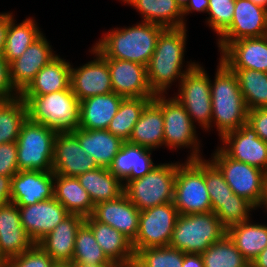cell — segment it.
I'll return each mask as SVG.
<instances>
[{
	"mask_svg": "<svg viewBox=\"0 0 267 267\" xmlns=\"http://www.w3.org/2000/svg\"><path fill=\"white\" fill-rule=\"evenodd\" d=\"M186 26L182 28H165L159 35L156 48L146 67L149 88L154 95L167 94V89L176 79H181L196 64H188L182 69L186 45Z\"/></svg>",
	"mask_w": 267,
	"mask_h": 267,
	"instance_id": "1",
	"label": "cell"
},
{
	"mask_svg": "<svg viewBox=\"0 0 267 267\" xmlns=\"http://www.w3.org/2000/svg\"><path fill=\"white\" fill-rule=\"evenodd\" d=\"M164 29L145 21L129 28H115L107 32L93 48L103 58L127 60L147 67Z\"/></svg>",
	"mask_w": 267,
	"mask_h": 267,
	"instance_id": "2",
	"label": "cell"
},
{
	"mask_svg": "<svg viewBox=\"0 0 267 267\" xmlns=\"http://www.w3.org/2000/svg\"><path fill=\"white\" fill-rule=\"evenodd\" d=\"M214 83H210L212 121L220 138L227 132L247 123L248 108L240 91L234 72L220 60Z\"/></svg>",
	"mask_w": 267,
	"mask_h": 267,
	"instance_id": "3",
	"label": "cell"
},
{
	"mask_svg": "<svg viewBox=\"0 0 267 267\" xmlns=\"http://www.w3.org/2000/svg\"><path fill=\"white\" fill-rule=\"evenodd\" d=\"M30 121L56 133L74 132L80 124V101L71 88L46 95H19Z\"/></svg>",
	"mask_w": 267,
	"mask_h": 267,
	"instance_id": "4",
	"label": "cell"
},
{
	"mask_svg": "<svg viewBox=\"0 0 267 267\" xmlns=\"http://www.w3.org/2000/svg\"><path fill=\"white\" fill-rule=\"evenodd\" d=\"M226 234L227 229L214 212L179 215L169 246L184 253L201 254Z\"/></svg>",
	"mask_w": 267,
	"mask_h": 267,
	"instance_id": "5",
	"label": "cell"
},
{
	"mask_svg": "<svg viewBox=\"0 0 267 267\" xmlns=\"http://www.w3.org/2000/svg\"><path fill=\"white\" fill-rule=\"evenodd\" d=\"M185 163H177L174 206L179 215L212 212L205 182V159L187 160Z\"/></svg>",
	"mask_w": 267,
	"mask_h": 267,
	"instance_id": "6",
	"label": "cell"
},
{
	"mask_svg": "<svg viewBox=\"0 0 267 267\" xmlns=\"http://www.w3.org/2000/svg\"><path fill=\"white\" fill-rule=\"evenodd\" d=\"M177 163L156 165L145 176L129 181L124 194L139 211L173 202Z\"/></svg>",
	"mask_w": 267,
	"mask_h": 267,
	"instance_id": "7",
	"label": "cell"
},
{
	"mask_svg": "<svg viewBox=\"0 0 267 267\" xmlns=\"http://www.w3.org/2000/svg\"><path fill=\"white\" fill-rule=\"evenodd\" d=\"M56 134L53 129L27 118L16 141L19 171L51 172Z\"/></svg>",
	"mask_w": 267,
	"mask_h": 267,
	"instance_id": "8",
	"label": "cell"
},
{
	"mask_svg": "<svg viewBox=\"0 0 267 267\" xmlns=\"http://www.w3.org/2000/svg\"><path fill=\"white\" fill-rule=\"evenodd\" d=\"M214 152L210 161L220 170L232 191L236 195L246 198L256 208L261 207L265 172L230 158L219 147Z\"/></svg>",
	"mask_w": 267,
	"mask_h": 267,
	"instance_id": "9",
	"label": "cell"
},
{
	"mask_svg": "<svg viewBox=\"0 0 267 267\" xmlns=\"http://www.w3.org/2000/svg\"><path fill=\"white\" fill-rule=\"evenodd\" d=\"M155 95L153 100L161 107L164 119V145L172 148L192 147L187 160L201 159L195 125L186 109L175 98ZM193 149V150H192Z\"/></svg>",
	"mask_w": 267,
	"mask_h": 267,
	"instance_id": "10",
	"label": "cell"
},
{
	"mask_svg": "<svg viewBox=\"0 0 267 267\" xmlns=\"http://www.w3.org/2000/svg\"><path fill=\"white\" fill-rule=\"evenodd\" d=\"M211 80L198 63L179 82V92L174 96L186 109L191 121L209 130L212 118ZM178 96V97H177Z\"/></svg>",
	"mask_w": 267,
	"mask_h": 267,
	"instance_id": "11",
	"label": "cell"
},
{
	"mask_svg": "<svg viewBox=\"0 0 267 267\" xmlns=\"http://www.w3.org/2000/svg\"><path fill=\"white\" fill-rule=\"evenodd\" d=\"M178 216L173 202L140 211L137 236L132 242L134 253L140 249L169 246Z\"/></svg>",
	"mask_w": 267,
	"mask_h": 267,
	"instance_id": "12",
	"label": "cell"
},
{
	"mask_svg": "<svg viewBox=\"0 0 267 267\" xmlns=\"http://www.w3.org/2000/svg\"><path fill=\"white\" fill-rule=\"evenodd\" d=\"M220 148L232 159L267 172V142H264L247 123L225 133Z\"/></svg>",
	"mask_w": 267,
	"mask_h": 267,
	"instance_id": "13",
	"label": "cell"
},
{
	"mask_svg": "<svg viewBox=\"0 0 267 267\" xmlns=\"http://www.w3.org/2000/svg\"><path fill=\"white\" fill-rule=\"evenodd\" d=\"M267 31V10L250 0H236L231 24L219 35L218 47L223 50L230 42L261 37Z\"/></svg>",
	"mask_w": 267,
	"mask_h": 267,
	"instance_id": "14",
	"label": "cell"
},
{
	"mask_svg": "<svg viewBox=\"0 0 267 267\" xmlns=\"http://www.w3.org/2000/svg\"><path fill=\"white\" fill-rule=\"evenodd\" d=\"M52 166L54 174L69 177H78L99 167L72 132L56 134Z\"/></svg>",
	"mask_w": 267,
	"mask_h": 267,
	"instance_id": "15",
	"label": "cell"
},
{
	"mask_svg": "<svg viewBox=\"0 0 267 267\" xmlns=\"http://www.w3.org/2000/svg\"><path fill=\"white\" fill-rule=\"evenodd\" d=\"M96 59L70 71V88L79 101L113 92L110 71L106 60L92 47Z\"/></svg>",
	"mask_w": 267,
	"mask_h": 267,
	"instance_id": "16",
	"label": "cell"
},
{
	"mask_svg": "<svg viewBox=\"0 0 267 267\" xmlns=\"http://www.w3.org/2000/svg\"><path fill=\"white\" fill-rule=\"evenodd\" d=\"M23 228L37 244L50 233L66 216V208L54 197L28 206H18Z\"/></svg>",
	"mask_w": 267,
	"mask_h": 267,
	"instance_id": "17",
	"label": "cell"
},
{
	"mask_svg": "<svg viewBox=\"0 0 267 267\" xmlns=\"http://www.w3.org/2000/svg\"><path fill=\"white\" fill-rule=\"evenodd\" d=\"M49 44L42 34L19 58L9 64L10 81L19 94L45 65L58 56Z\"/></svg>",
	"mask_w": 267,
	"mask_h": 267,
	"instance_id": "18",
	"label": "cell"
},
{
	"mask_svg": "<svg viewBox=\"0 0 267 267\" xmlns=\"http://www.w3.org/2000/svg\"><path fill=\"white\" fill-rule=\"evenodd\" d=\"M110 71L113 92L127 97H154L147 81L146 66L121 59L104 58Z\"/></svg>",
	"mask_w": 267,
	"mask_h": 267,
	"instance_id": "19",
	"label": "cell"
},
{
	"mask_svg": "<svg viewBox=\"0 0 267 267\" xmlns=\"http://www.w3.org/2000/svg\"><path fill=\"white\" fill-rule=\"evenodd\" d=\"M54 197V173L18 171L11 179V202L28 206Z\"/></svg>",
	"mask_w": 267,
	"mask_h": 267,
	"instance_id": "20",
	"label": "cell"
},
{
	"mask_svg": "<svg viewBox=\"0 0 267 267\" xmlns=\"http://www.w3.org/2000/svg\"><path fill=\"white\" fill-rule=\"evenodd\" d=\"M34 244L21 224L18 206L13 202L0 206V259L17 257Z\"/></svg>",
	"mask_w": 267,
	"mask_h": 267,
	"instance_id": "21",
	"label": "cell"
},
{
	"mask_svg": "<svg viewBox=\"0 0 267 267\" xmlns=\"http://www.w3.org/2000/svg\"><path fill=\"white\" fill-rule=\"evenodd\" d=\"M140 211L125 194L94 206L92 216L108 224L133 242L137 236Z\"/></svg>",
	"mask_w": 267,
	"mask_h": 267,
	"instance_id": "22",
	"label": "cell"
},
{
	"mask_svg": "<svg viewBox=\"0 0 267 267\" xmlns=\"http://www.w3.org/2000/svg\"><path fill=\"white\" fill-rule=\"evenodd\" d=\"M221 53L220 60L230 69H251L267 73V46L262 37L230 42Z\"/></svg>",
	"mask_w": 267,
	"mask_h": 267,
	"instance_id": "23",
	"label": "cell"
},
{
	"mask_svg": "<svg viewBox=\"0 0 267 267\" xmlns=\"http://www.w3.org/2000/svg\"><path fill=\"white\" fill-rule=\"evenodd\" d=\"M152 149L123 142L117 155L113 158L109 171L125 186L129 181L141 178L149 173L156 165L151 159Z\"/></svg>",
	"mask_w": 267,
	"mask_h": 267,
	"instance_id": "24",
	"label": "cell"
},
{
	"mask_svg": "<svg viewBox=\"0 0 267 267\" xmlns=\"http://www.w3.org/2000/svg\"><path fill=\"white\" fill-rule=\"evenodd\" d=\"M85 218L69 214L37 244L55 261L72 263L78 228Z\"/></svg>",
	"mask_w": 267,
	"mask_h": 267,
	"instance_id": "25",
	"label": "cell"
},
{
	"mask_svg": "<svg viewBox=\"0 0 267 267\" xmlns=\"http://www.w3.org/2000/svg\"><path fill=\"white\" fill-rule=\"evenodd\" d=\"M125 97L115 94L91 96L80 101L79 128L106 130Z\"/></svg>",
	"mask_w": 267,
	"mask_h": 267,
	"instance_id": "26",
	"label": "cell"
},
{
	"mask_svg": "<svg viewBox=\"0 0 267 267\" xmlns=\"http://www.w3.org/2000/svg\"><path fill=\"white\" fill-rule=\"evenodd\" d=\"M84 222L91 228L96 242L111 262L125 267L135 256L132 242L115 228L97 221L92 215L86 217Z\"/></svg>",
	"mask_w": 267,
	"mask_h": 267,
	"instance_id": "27",
	"label": "cell"
},
{
	"mask_svg": "<svg viewBox=\"0 0 267 267\" xmlns=\"http://www.w3.org/2000/svg\"><path fill=\"white\" fill-rule=\"evenodd\" d=\"M87 155L93 157L99 167L109 168L124 141L106 130L78 128L72 132Z\"/></svg>",
	"mask_w": 267,
	"mask_h": 267,
	"instance_id": "28",
	"label": "cell"
},
{
	"mask_svg": "<svg viewBox=\"0 0 267 267\" xmlns=\"http://www.w3.org/2000/svg\"><path fill=\"white\" fill-rule=\"evenodd\" d=\"M128 142L152 150L164 145L163 113L153 99L144 107Z\"/></svg>",
	"mask_w": 267,
	"mask_h": 267,
	"instance_id": "29",
	"label": "cell"
},
{
	"mask_svg": "<svg viewBox=\"0 0 267 267\" xmlns=\"http://www.w3.org/2000/svg\"><path fill=\"white\" fill-rule=\"evenodd\" d=\"M71 65L60 56L45 65L19 95H46L70 88Z\"/></svg>",
	"mask_w": 267,
	"mask_h": 267,
	"instance_id": "30",
	"label": "cell"
},
{
	"mask_svg": "<svg viewBox=\"0 0 267 267\" xmlns=\"http://www.w3.org/2000/svg\"><path fill=\"white\" fill-rule=\"evenodd\" d=\"M54 198L69 214H77L84 218L93 214L95 205L77 177L54 174Z\"/></svg>",
	"mask_w": 267,
	"mask_h": 267,
	"instance_id": "31",
	"label": "cell"
},
{
	"mask_svg": "<svg viewBox=\"0 0 267 267\" xmlns=\"http://www.w3.org/2000/svg\"><path fill=\"white\" fill-rule=\"evenodd\" d=\"M140 12L143 21L164 28H182L186 26L182 10L175 0H121Z\"/></svg>",
	"mask_w": 267,
	"mask_h": 267,
	"instance_id": "32",
	"label": "cell"
},
{
	"mask_svg": "<svg viewBox=\"0 0 267 267\" xmlns=\"http://www.w3.org/2000/svg\"><path fill=\"white\" fill-rule=\"evenodd\" d=\"M81 186L89 193L94 205L114 200L124 194V185L108 168L98 167L79 175Z\"/></svg>",
	"mask_w": 267,
	"mask_h": 267,
	"instance_id": "33",
	"label": "cell"
},
{
	"mask_svg": "<svg viewBox=\"0 0 267 267\" xmlns=\"http://www.w3.org/2000/svg\"><path fill=\"white\" fill-rule=\"evenodd\" d=\"M250 222L247 220L227 229V235L249 263L267 246V225Z\"/></svg>",
	"mask_w": 267,
	"mask_h": 267,
	"instance_id": "34",
	"label": "cell"
},
{
	"mask_svg": "<svg viewBox=\"0 0 267 267\" xmlns=\"http://www.w3.org/2000/svg\"><path fill=\"white\" fill-rule=\"evenodd\" d=\"M14 18L9 21V28L5 40L2 56L10 64L19 58L36 39L43 33L31 18L25 19L20 24L14 23Z\"/></svg>",
	"mask_w": 267,
	"mask_h": 267,
	"instance_id": "35",
	"label": "cell"
},
{
	"mask_svg": "<svg viewBox=\"0 0 267 267\" xmlns=\"http://www.w3.org/2000/svg\"><path fill=\"white\" fill-rule=\"evenodd\" d=\"M154 97H127L119 106L107 130L122 141H129L135 124L146 106Z\"/></svg>",
	"mask_w": 267,
	"mask_h": 267,
	"instance_id": "36",
	"label": "cell"
},
{
	"mask_svg": "<svg viewBox=\"0 0 267 267\" xmlns=\"http://www.w3.org/2000/svg\"><path fill=\"white\" fill-rule=\"evenodd\" d=\"M237 77L248 110L267 108V73L251 69H231Z\"/></svg>",
	"mask_w": 267,
	"mask_h": 267,
	"instance_id": "37",
	"label": "cell"
},
{
	"mask_svg": "<svg viewBox=\"0 0 267 267\" xmlns=\"http://www.w3.org/2000/svg\"><path fill=\"white\" fill-rule=\"evenodd\" d=\"M27 118L26 104L20 96L0 102V144L16 142Z\"/></svg>",
	"mask_w": 267,
	"mask_h": 267,
	"instance_id": "38",
	"label": "cell"
},
{
	"mask_svg": "<svg viewBox=\"0 0 267 267\" xmlns=\"http://www.w3.org/2000/svg\"><path fill=\"white\" fill-rule=\"evenodd\" d=\"M72 264H115L104 254L103 250L96 242L91 228L85 222L78 228Z\"/></svg>",
	"mask_w": 267,
	"mask_h": 267,
	"instance_id": "39",
	"label": "cell"
},
{
	"mask_svg": "<svg viewBox=\"0 0 267 267\" xmlns=\"http://www.w3.org/2000/svg\"><path fill=\"white\" fill-rule=\"evenodd\" d=\"M204 267H245L249 262L226 234L201 253Z\"/></svg>",
	"mask_w": 267,
	"mask_h": 267,
	"instance_id": "40",
	"label": "cell"
},
{
	"mask_svg": "<svg viewBox=\"0 0 267 267\" xmlns=\"http://www.w3.org/2000/svg\"><path fill=\"white\" fill-rule=\"evenodd\" d=\"M255 206L246 198L233 193L223 205H220L214 213L219 218L221 224L229 227L249 220L250 211L255 210ZM251 209V210H250Z\"/></svg>",
	"mask_w": 267,
	"mask_h": 267,
	"instance_id": "41",
	"label": "cell"
},
{
	"mask_svg": "<svg viewBox=\"0 0 267 267\" xmlns=\"http://www.w3.org/2000/svg\"><path fill=\"white\" fill-rule=\"evenodd\" d=\"M185 253L165 247L140 249L135 256L147 267H182Z\"/></svg>",
	"mask_w": 267,
	"mask_h": 267,
	"instance_id": "42",
	"label": "cell"
},
{
	"mask_svg": "<svg viewBox=\"0 0 267 267\" xmlns=\"http://www.w3.org/2000/svg\"><path fill=\"white\" fill-rule=\"evenodd\" d=\"M205 182L211 199L212 212H214L220 205L230 199L234 192L220 170L210 160H205Z\"/></svg>",
	"mask_w": 267,
	"mask_h": 267,
	"instance_id": "43",
	"label": "cell"
},
{
	"mask_svg": "<svg viewBox=\"0 0 267 267\" xmlns=\"http://www.w3.org/2000/svg\"><path fill=\"white\" fill-rule=\"evenodd\" d=\"M236 0H209L207 22L218 36L231 24Z\"/></svg>",
	"mask_w": 267,
	"mask_h": 267,
	"instance_id": "44",
	"label": "cell"
},
{
	"mask_svg": "<svg viewBox=\"0 0 267 267\" xmlns=\"http://www.w3.org/2000/svg\"><path fill=\"white\" fill-rule=\"evenodd\" d=\"M55 261L38 245L3 262V267H52Z\"/></svg>",
	"mask_w": 267,
	"mask_h": 267,
	"instance_id": "45",
	"label": "cell"
},
{
	"mask_svg": "<svg viewBox=\"0 0 267 267\" xmlns=\"http://www.w3.org/2000/svg\"><path fill=\"white\" fill-rule=\"evenodd\" d=\"M18 171L16 142L0 144V175L12 178Z\"/></svg>",
	"mask_w": 267,
	"mask_h": 267,
	"instance_id": "46",
	"label": "cell"
},
{
	"mask_svg": "<svg viewBox=\"0 0 267 267\" xmlns=\"http://www.w3.org/2000/svg\"><path fill=\"white\" fill-rule=\"evenodd\" d=\"M18 96L19 93L14 89L10 81L9 63L0 55V102L13 100Z\"/></svg>",
	"mask_w": 267,
	"mask_h": 267,
	"instance_id": "47",
	"label": "cell"
},
{
	"mask_svg": "<svg viewBox=\"0 0 267 267\" xmlns=\"http://www.w3.org/2000/svg\"><path fill=\"white\" fill-rule=\"evenodd\" d=\"M247 124L250 125L264 142H267V108L249 110Z\"/></svg>",
	"mask_w": 267,
	"mask_h": 267,
	"instance_id": "48",
	"label": "cell"
},
{
	"mask_svg": "<svg viewBox=\"0 0 267 267\" xmlns=\"http://www.w3.org/2000/svg\"><path fill=\"white\" fill-rule=\"evenodd\" d=\"M11 179L0 175V206L11 202Z\"/></svg>",
	"mask_w": 267,
	"mask_h": 267,
	"instance_id": "49",
	"label": "cell"
},
{
	"mask_svg": "<svg viewBox=\"0 0 267 267\" xmlns=\"http://www.w3.org/2000/svg\"><path fill=\"white\" fill-rule=\"evenodd\" d=\"M13 17L14 16H12V13H1L0 14V55L3 54L7 31L9 28V21Z\"/></svg>",
	"mask_w": 267,
	"mask_h": 267,
	"instance_id": "50",
	"label": "cell"
},
{
	"mask_svg": "<svg viewBox=\"0 0 267 267\" xmlns=\"http://www.w3.org/2000/svg\"><path fill=\"white\" fill-rule=\"evenodd\" d=\"M209 0H190L187 6L182 10L183 16L187 13H192L193 11L197 12H206L208 10Z\"/></svg>",
	"mask_w": 267,
	"mask_h": 267,
	"instance_id": "51",
	"label": "cell"
},
{
	"mask_svg": "<svg viewBox=\"0 0 267 267\" xmlns=\"http://www.w3.org/2000/svg\"><path fill=\"white\" fill-rule=\"evenodd\" d=\"M182 267H204L201 254L185 253Z\"/></svg>",
	"mask_w": 267,
	"mask_h": 267,
	"instance_id": "52",
	"label": "cell"
},
{
	"mask_svg": "<svg viewBox=\"0 0 267 267\" xmlns=\"http://www.w3.org/2000/svg\"><path fill=\"white\" fill-rule=\"evenodd\" d=\"M251 263L255 267H267V246Z\"/></svg>",
	"mask_w": 267,
	"mask_h": 267,
	"instance_id": "53",
	"label": "cell"
},
{
	"mask_svg": "<svg viewBox=\"0 0 267 267\" xmlns=\"http://www.w3.org/2000/svg\"><path fill=\"white\" fill-rule=\"evenodd\" d=\"M125 267H147L136 256H134Z\"/></svg>",
	"mask_w": 267,
	"mask_h": 267,
	"instance_id": "54",
	"label": "cell"
},
{
	"mask_svg": "<svg viewBox=\"0 0 267 267\" xmlns=\"http://www.w3.org/2000/svg\"><path fill=\"white\" fill-rule=\"evenodd\" d=\"M72 267H120L117 264H96V265H83V264H72Z\"/></svg>",
	"mask_w": 267,
	"mask_h": 267,
	"instance_id": "55",
	"label": "cell"
},
{
	"mask_svg": "<svg viewBox=\"0 0 267 267\" xmlns=\"http://www.w3.org/2000/svg\"><path fill=\"white\" fill-rule=\"evenodd\" d=\"M264 205L267 209V172L265 173V180H264V195H263V200L261 203V206Z\"/></svg>",
	"mask_w": 267,
	"mask_h": 267,
	"instance_id": "56",
	"label": "cell"
},
{
	"mask_svg": "<svg viewBox=\"0 0 267 267\" xmlns=\"http://www.w3.org/2000/svg\"><path fill=\"white\" fill-rule=\"evenodd\" d=\"M250 1H252L255 5L261 6L267 10V0H250Z\"/></svg>",
	"mask_w": 267,
	"mask_h": 267,
	"instance_id": "57",
	"label": "cell"
},
{
	"mask_svg": "<svg viewBox=\"0 0 267 267\" xmlns=\"http://www.w3.org/2000/svg\"><path fill=\"white\" fill-rule=\"evenodd\" d=\"M176 4L180 7L181 10H183L190 0H175Z\"/></svg>",
	"mask_w": 267,
	"mask_h": 267,
	"instance_id": "58",
	"label": "cell"
},
{
	"mask_svg": "<svg viewBox=\"0 0 267 267\" xmlns=\"http://www.w3.org/2000/svg\"><path fill=\"white\" fill-rule=\"evenodd\" d=\"M52 267H72V263L55 262Z\"/></svg>",
	"mask_w": 267,
	"mask_h": 267,
	"instance_id": "59",
	"label": "cell"
},
{
	"mask_svg": "<svg viewBox=\"0 0 267 267\" xmlns=\"http://www.w3.org/2000/svg\"><path fill=\"white\" fill-rule=\"evenodd\" d=\"M261 37L264 39V42L267 46V31Z\"/></svg>",
	"mask_w": 267,
	"mask_h": 267,
	"instance_id": "60",
	"label": "cell"
},
{
	"mask_svg": "<svg viewBox=\"0 0 267 267\" xmlns=\"http://www.w3.org/2000/svg\"><path fill=\"white\" fill-rule=\"evenodd\" d=\"M245 267H255L252 263H248Z\"/></svg>",
	"mask_w": 267,
	"mask_h": 267,
	"instance_id": "61",
	"label": "cell"
},
{
	"mask_svg": "<svg viewBox=\"0 0 267 267\" xmlns=\"http://www.w3.org/2000/svg\"><path fill=\"white\" fill-rule=\"evenodd\" d=\"M0 267H3V261L0 259Z\"/></svg>",
	"mask_w": 267,
	"mask_h": 267,
	"instance_id": "62",
	"label": "cell"
}]
</instances>
